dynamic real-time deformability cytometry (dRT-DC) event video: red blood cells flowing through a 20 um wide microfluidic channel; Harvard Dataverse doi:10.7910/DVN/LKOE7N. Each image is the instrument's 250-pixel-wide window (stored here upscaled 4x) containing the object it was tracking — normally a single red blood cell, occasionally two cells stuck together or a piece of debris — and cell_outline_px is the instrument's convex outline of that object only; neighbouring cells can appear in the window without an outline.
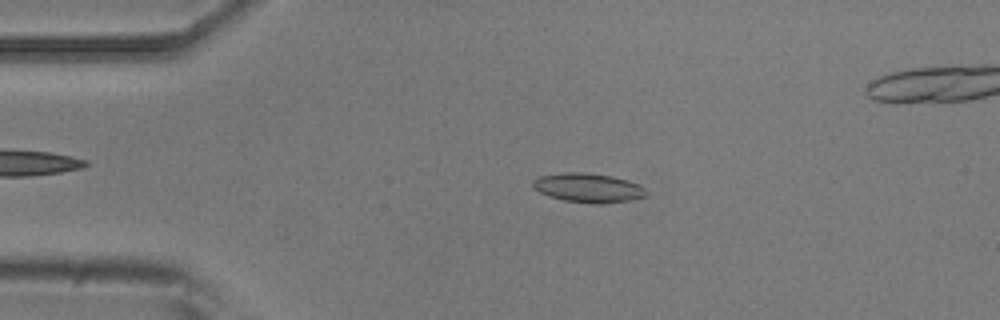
{"species": "common noctule bat (a hibernating species)", "species_latin": "Nyctalus noctula", "temperature_condition": "room temperature", "stored_images_in_passage": 48, "camera_frame_rate_fps": 3000, "um_per_image_px": 0.085, "animal": {"sex": "male", "body_mass_g": 20.5, "forearm_length_mm": 52.5}, "frame": {"image": 1, "passage_image": 10, "time_ms": 3.0, "image_size_px": [1000, 320], "cell_outline_px": [[648, 192], [644, 196], [632, 200], [604, 204], [596, 204], [564, 200], [548, 196], [532, 188], [532, 180], [540, 176], [560, 172], [584, 172], [612, 176], [628, 180], [640, 184]], "centroid_in_image_um": [49.99, 15.96], "position_along_channel_um": 35.0, "area_um2": 19.54}}
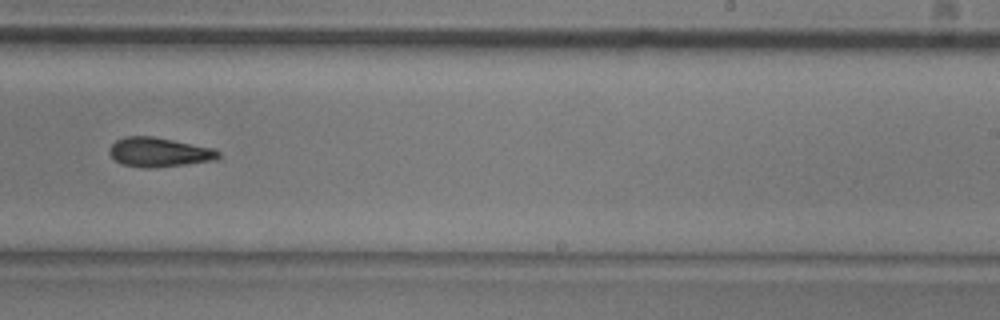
{"frame": {"image": 2, "passage_image": 31, "time_ms": 10.0, "image_size_px": [1000, 320], "cell_outline_px": [[220, 160], [156, 168], [144, 168], [120, 164], [108, 152], [112, 144], [116, 140], [124, 136], [152, 136], [216, 148], [220, 152]], "centroid_in_image_um": [13.58, 12.94], "position_along_channel_um": 275.4, "area_um2": 19.02}}
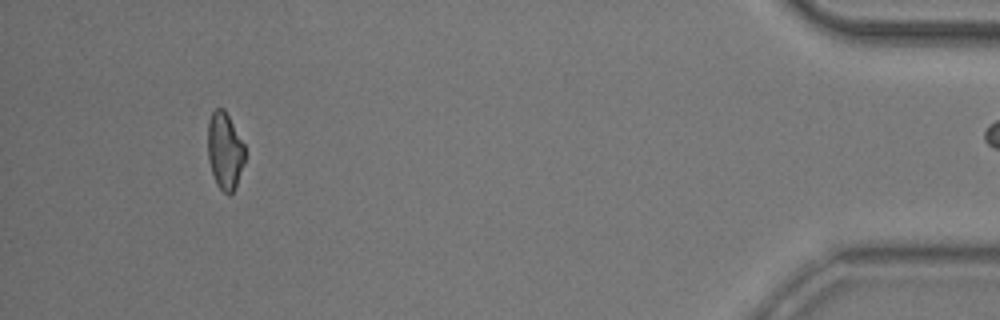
{"frame": {"image": 3, "passage_image": 47, "time_ms": 15.333, "image_size_px": [1000, 320], "cell_outline_px": [[244, 164], [236, 188], [228, 196], [216, 184], [208, 160], [208, 120], [212, 112], [216, 108], [224, 108], [244, 144]], "centroid_in_image_um": [19.11, 12.84], "position_along_channel_um": 416.1, "area_um2": 16.7}}